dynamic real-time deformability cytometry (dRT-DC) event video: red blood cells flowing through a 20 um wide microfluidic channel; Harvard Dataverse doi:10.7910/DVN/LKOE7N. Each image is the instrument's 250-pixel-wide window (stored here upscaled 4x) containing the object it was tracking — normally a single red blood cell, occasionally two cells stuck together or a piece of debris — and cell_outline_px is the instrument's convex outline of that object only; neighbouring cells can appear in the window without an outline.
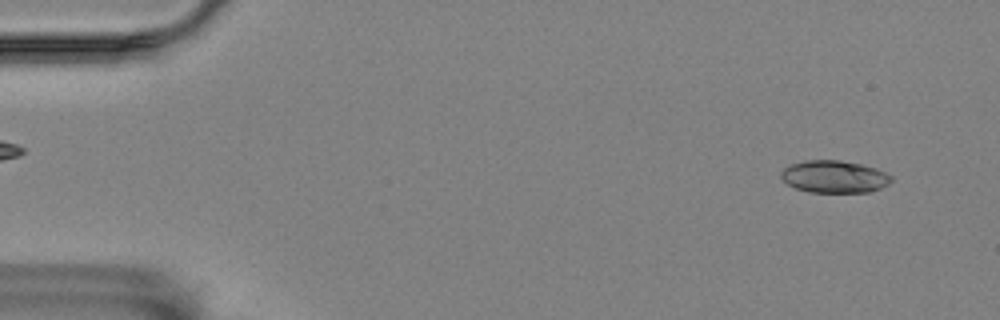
{"species": "Egyptian fruit bat (a non-hibernating species)", "species_latin": "Rousettus aegyptiacus", "temperature_condition": "room temperature", "stored_images_in_passage": 23, "camera_frame_rate_fps": 3000, "um_per_image_px": 0.085, "animal": {"sex": "female"}, "frame": {"image": 1, "passage_image": 1, "time_ms": 0.0, "image_size_px": [1000, 320], "cell_outline_px": [[892, 180], [888, 184], [880, 188], [868, 192], [808, 192], [796, 188], [788, 184], [780, 176], [780, 172], [784, 168], [792, 164], [804, 160], [840, 160], [860, 164], [876, 168], [892, 176]], "centroid_in_image_um": [70.91, 15.01], "position_along_channel_um": 14.1, "area_um2": 20.69}}
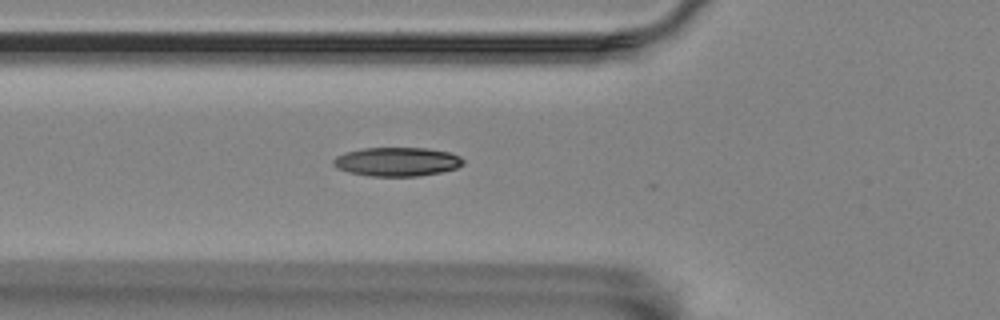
{"frame": {"image": 2, "passage_image": 17, "time_ms": 5.333, "image_size_px": [1000, 320], "cell_outline_px": [[464, 164], [456, 168], [440, 172], [420, 176], [368, 176], [348, 172], [336, 168], [332, 164], [332, 160], [336, 156], [344, 152], [364, 148], [428, 148], [448, 152], [460, 156], [464, 160]], "centroid_in_image_um": [33.72, 13.75], "position_along_channel_um": 92.1, "area_um2": 22.02}}
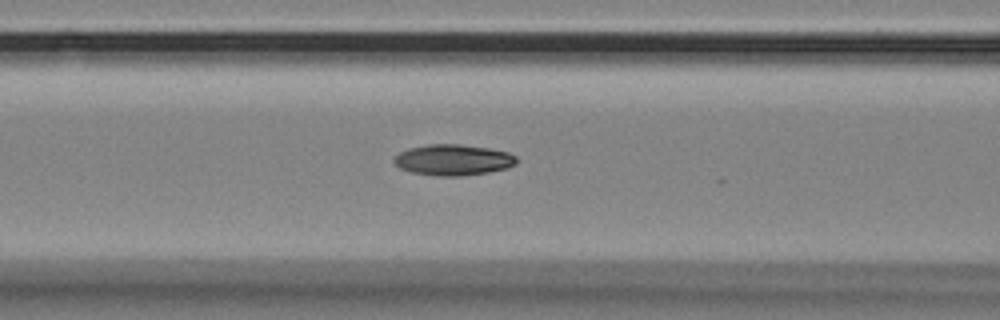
{"frame": {"image": 3, "passage_image": 20, "time_ms": 6.333, "image_size_px": [1000, 320], "cell_outline_px": [[516, 164], [508, 168], [488, 172], [460, 176], [436, 176], [412, 172], [400, 168], [392, 160], [400, 152], [408, 148], [428, 144], [460, 144], [488, 148], [508, 152], [516, 156]], "centroid_in_image_um": [38.52, 13.59], "position_along_channel_um": 128.1, "area_um2": 22.08}}